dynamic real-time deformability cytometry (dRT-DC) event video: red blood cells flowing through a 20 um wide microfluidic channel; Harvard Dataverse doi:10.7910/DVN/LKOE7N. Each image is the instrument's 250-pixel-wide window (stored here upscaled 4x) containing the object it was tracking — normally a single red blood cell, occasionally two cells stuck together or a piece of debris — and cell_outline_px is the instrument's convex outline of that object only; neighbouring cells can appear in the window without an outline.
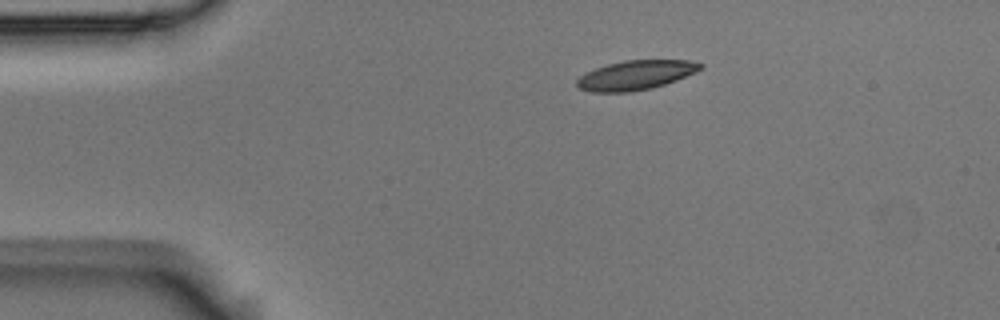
{"species": "Egyptian fruit bat (a non-hibernating species)", "species_latin": "Rousettus aegyptiacus", "temperature_condition": "room temperature", "stored_images_in_passage": 45, "camera_frame_rate_fps": 3000, "um_per_image_px": 0.085, "animal": {"sex": "male"}, "frame": {"image": 1, "passage_image": 1, "time_ms": 0.0, "image_size_px": [1000, 320], "cell_outline_px": [[704, 68], [696, 72], [676, 80], [652, 88], [628, 92], [592, 92], [580, 88], [576, 84], [576, 80], [580, 76], [596, 68], [608, 64], [624, 60], [688, 60], [704, 64]], "centroid_in_image_um": [54.06, 6.38], "position_along_channel_um": 30.9, "area_um2": 21.04}}
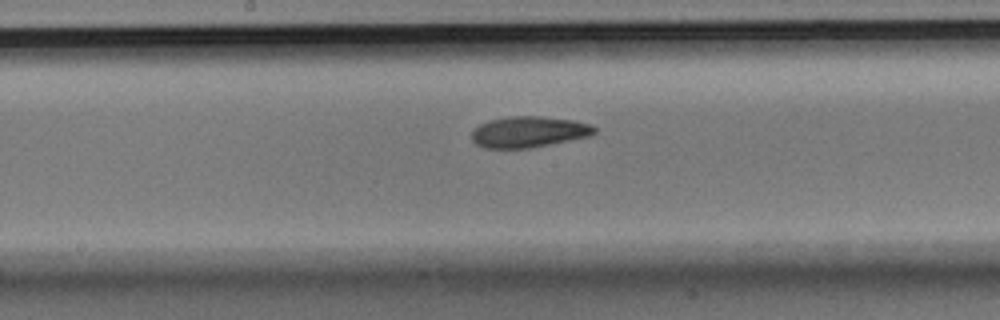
{"frame": {"image": 2, "passage_image": 19, "time_ms": 6.0, "image_size_px": [1000, 320], "cell_outline_px": [[596, 132], [588, 136], [532, 148], [484, 148], [476, 144], [472, 140], [472, 132], [480, 124], [488, 120], [508, 116], [540, 116], [572, 120], [592, 124], [596, 128]], "centroid_in_image_um": [44.93, 11.21], "position_along_channel_um": 203.3, "area_um2": 22.2}}
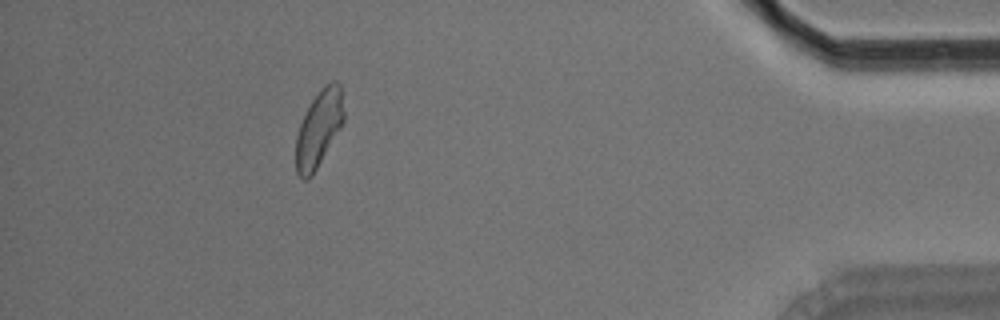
{"frame": {"image": 3, "passage_image": 40, "time_ms": 13.0, "image_size_px": [1000, 320], "cell_outline_px": [[344, 120], [340, 128], [312, 176], [308, 180], [304, 180], [296, 172], [296, 136], [300, 124], [312, 100], [332, 80], [336, 80], [340, 84], [344, 112]], "centroid_in_image_um": [27.1, 10.97], "position_along_channel_um": 408.1, "area_um2": 20.87}, "authors_computed_cell_mechanics": {"area_um2": 21.675, "velocity_mm_per_s": 3.6797, "shape_relaxation_time_tau1_ms": 5.5654, "shape_relaxation_time_tau2_ms": 4.9293, "deformation_change_tau1": 0.1462, "deformation_change_tau2": 0.1112}}